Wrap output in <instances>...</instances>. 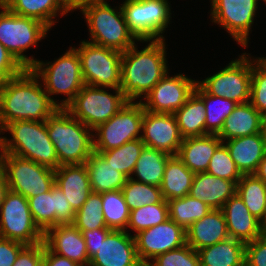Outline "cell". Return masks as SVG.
Instances as JSON below:
<instances>
[{
	"label": "cell",
	"instance_id": "6da1fadb",
	"mask_svg": "<svg viewBox=\"0 0 266 266\" xmlns=\"http://www.w3.org/2000/svg\"><path fill=\"white\" fill-rule=\"evenodd\" d=\"M39 77L25 68L19 75L0 84V131L17 120L46 121L59 103L49 97Z\"/></svg>",
	"mask_w": 266,
	"mask_h": 266
},
{
	"label": "cell",
	"instance_id": "3957f363",
	"mask_svg": "<svg viewBox=\"0 0 266 266\" xmlns=\"http://www.w3.org/2000/svg\"><path fill=\"white\" fill-rule=\"evenodd\" d=\"M46 126L61 165L85 164L94 152L93 130L74 118L65 108H58Z\"/></svg>",
	"mask_w": 266,
	"mask_h": 266
},
{
	"label": "cell",
	"instance_id": "ba28073f",
	"mask_svg": "<svg viewBox=\"0 0 266 266\" xmlns=\"http://www.w3.org/2000/svg\"><path fill=\"white\" fill-rule=\"evenodd\" d=\"M75 49L80 57L85 85L112 90L121 87L122 51L84 40Z\"/></svg>",
	"mask_w": 266,
	"mask_h": 266
},
{
	"label": "cell",
	"instance_id": "d6986e66",
	"mask_svg": "<svg viewBox=\"0 0 266 266\" xmlns=\"http://www.w3.org/2000/svg\"><path fill=\"white\" fill-rule=\"evenodd\" d=\"M141 140L146 147L175 156L183 138L174 114L144 110Z\"/></svg>",
	"mask_w": 266,
	"mask_h": 266
},
{
	"label": "cell",
	"instance_id": "ffe728a7",
	"mask_svg": "<svg viewBox=\"0 0 266 266\" xmlns=\"http://www.w3.org/2000/svg\"><path fill=\"white\" fill-rule=\"evenodd\" d=\"M128 231L111 230L90 258V266H144L134 236Z\"/></svg>",
	"mask_w": 266,
	"mask_h": 266
},
{
	"label": "cell",
	"instance_id": "11a10c76",
	"mask_svg": "<svg viewBox=\"0 0 266 266\" xmlns=\"http://www.w3.org/2000/svg\"><path fill=\"white\" fill-rule=\"evenodd\" d=\"M8 190L7 182L4 173L0 176V205L3 202L4 195Z\"/></svg>",
	"mask_w": 266,
	"mask_h": 266
},
{
	"label": "cell",
	"instance_id": "f1b7e54d",
	"mask_svg": "<svg viewBox=\"0 0 266 266\" xmlns=\"http://www.w3.org/2000/svg\"><path fill=\"white\" fill-rule=\"evenodd\" d=\"M85 165L92 192L95 193L122 190L128 179L95 151L86 160Z\"/></svg>",
	"mask_w": 266,
	"mask_h": 266
},
{
	"label": "cell",
	"instance_id": "8fae6325",
	"mask_svg": "<svg viewBox=\"0 0 266 266\" xmlns=\"http://www.w3.org/2000/svg\"><path fill=\"white\" fill-rule=\"evenodd\" d=\"M0 237L24 245H35L44 239V233L33 220L28 199L9 189L0 205Z\"/></svg>",
	"mask_w": 266,
	"mask_h": 266
},
{
	"label": "cell",
	"instance_id": "2e32d148",
	"mask_svg": "<svg viewBox=\"0 0 266 266\" xmlns=\"http://www.w3.org/2000/svg\"><path fill=\"white\" fill-rule=\"evenodd\" d=\"M167 73L153 88L143 97L144 110L155 113L173 114L179 110L193 94L197 81L184 74L169 76Z\"/></svg>",
	"mask_w": 266,
	"mask_h": 266
},
{
	"label": "cell",
	"instance_id": "ee69618b",
	"mask_svg": "<svg viewBox=\"0 0 266 266\" xmlns=\"http://www.w3.org/2000/svg\"><path fill=\"white\" fill-rule=\"evenodd\" d=\"M250 103L260 113L266 110V57L252 60Z\"/></svg>",
	"mask_w": 266,
	"mask_h": 266
},
{
	"label": "cell",
	"instance_id": "ab89813d",
	"mask_svg": "<svg viewBox=\"0 0 266 266\" xmlns=\"http://www.w3.org/2000/svg\"><path fill=\"white\" fill-rule=\"evenodd\" d=\"M121 191L130 211L163 200L159 187L138 182L134 177L127 179Z\"/></svg>",
	"mask_w": 266,
	"mask_h": 266
},
{
	"label": "cell",
	"instance_id": "5b68a950",
	"mask_svg": "<svg viewBox=\"0 0 266 266\" xmlns=\"http://www.w3.org/2000/svg\"><path fill=\"white\" fill-rule=\"evenodd\" d=\"M31 70L43 81L44 89L49 97L52 94L68 96L65 100L60 101L59 108H65L85 85L80 57L75 47L69 48L54 63L37 60Z\"/></svg>",
	"mask_w": 266,
	"mask_h": 266
},
{
	"label": "cell",
	"instance_id": "484cf974",
	"mask_svg": "<svg viewBox=\"0 0 266 266\" xmlns=\"http://www.w3.org/2000/svg\"><path fill=\"white\" fill-rule=\"evenodd\" d=\"M229 237L226 220L221 209L211 210L186 231V243L196 251Z\"/></svg>",
	"mask_w": 266,
	"mask_h": 266
},
{
	"label": "cell",
	"instance_id": "816d5d0a",
	"mask_svg": "<svg viewBox=\"0 0 266 266\" xmlns=\"http://www.w3.org/2000/svg\"><path fill=\"white\" fill-rule=\"evenodd\" d=\"M43 266H79V264L52 252L43 242Z\"/></svg>",
	"mask_w": 266,
	"mask_h": 266
},
{
	"label": "cell",
	"instance_id": "44dd1931",
	"mask_svg": "<svg viewBox=\"0 0 266 266\" xmlns=\"http://www.w3.org/2000/svg\"><path fill=\"white\" fill-rule=\"evenodd\" d=\"M44 244L54 253L75 261L79 265L89 264L85 239L73 224H59L44 233Z\"/></svg>",
	"mask_w": 266,
	"mask_h": 266
},
{
	"label": "cell",
	"instance_id": "f35d334b",
	"mask_svg": "<svg viewBox=\"0 0 266 266\" xmlns=\"http://www.w3.org/2000/svg\"><path fill=\"white\" fill-rule=\"evenodd\" d=\"M144 143L141 138L126 142L118 148L98 152L107 162L114 166L127 178L132 177L135 164L140 156Z\"/></svg>",
	"mask_w": 266,
	"mask_h": 266
},
{
	"label": "cell",
	"instance_id": "5bb4252c",
	"mask_svg": "<svg viewBox=\"0 0 266 266\" xmlns=\"http://www.w3.org/2000/svg\"><path fill=\"white\" fill-rule=\"evenodd\" d=\"M248 55L243 53L219 72L197 81V84L210 95L224 97L238 104L250 102L252 61Z\"/></svg>",
	"mask_w": 266,
	"mask_h": 266
},
{
	"label": "cell",
	"instance_id": "7bdbcfd3",
	"mask_svg": "<svg viewBox=\"0 0 266 266\" xmlns=\"http://www.w3.org/2000/svg\"><path fill=\"white\" fill-rule=\"evenodd\" d=\"M206 172L216 177L233 181L236 184L242 177L227 147L223 143L214 152Z\"/></svg>",
	"mask_w": 266,
	"mask_h": 266
},
{
	"label": "cell",
	"instance_id": "91938a15",
	"mask_svg": "<svg viewBox=\"0 0 266 266\" xmlns=\"http://www.w3.org/2000/svg\"><path fill=\"white\" fill-rule=\"evenodd\" d=\"M6 0H0V5H3V3L5 2Z\"/></svg>",
	"mask_w": 266,
	"mask_h": 266
},
{
	"label": "cell",
	"instance_id": "f907efd6",
	"mask_svg": "<svg viewBox=\"0 0 266 266\" xmlns=\"http://www.w3.org/2000/svg\"><path fill=\"white\" fill-rule=\"evenodd\" d=\"M111 231L109 228H99L92 231H81L85 239L86 249L89 259L97 252L101 241H104L108 233Z\"/></svg>",
	"mask_w": 266,
	"mask_h": 266
},
{
	"label": "cell",
	"instance_id": "bcb514c9",
	"mask_svg": "<svg viewBox=\"0 0 266 266\" xmlns=\"http://www.w3.org/2000/svg\"><path fill=\"white\" fill-rule=\"evenodd\" d=\"M245 266H266V234L247 242L245 246Z\"/></svg>",
	"mask_w": 266,
	"mask_h": 266
},
{
	"label": "cell",
	"instance_id": "7a4b0ae2",
	"mask_svg": "<svg viewBox=\"0 0 266 266\" xmlns=\"http://www.w3.org/2000/svg\"><path fill=\"white\" fill-rule=\"evenodd\" d=\"M149 44L141 51L136 44L121 57V87L128 101L145 97L168 73L165 39L145 40Z\"/></svg>",
	"mask_w": 266,
	"mask_h": 266
},
{
	"label": "cell",
	"instance_id": "4fadbf2b",
	"mask_svg": "<svg viewBox=\"0 0 266 266\" xmlns=\"http://www.w3.org/2000/svg\"><path fill=\"white\" fill-rule=\"evenodd\" d=\"M143 116L141 101H128L117 114L93 130L94 151H108L141 138Z\"/></svg>",
	"mask_w": 266,
	"mask_h": 266
},
{
	"label": "cell",
	"instance_id": "52a82bcc",
	"mask_svg": "<svg viewBox=\"0 0 266 266\" xmlns=\"http://www.w3.org/2000/svg\"><path fill=\"white\" fill-rule=\"evenodd\" d=\"M0 42L25 68H31L37 61L23 54L46 37L49 28L42 22L13 14L0 5Z\"/></svg>",
	"mask_w": 266,
	"mask_h": 266
},
{
	"label": "cell",
	"instance_id": "7dc6e473",
	"mask_svg": "<svg viewBox=\"0 0 266 266\" xmlns=\"http://www.w3.org/2000/svg\"><path fill=\"white\" fill-rule=\"evenodd\" d=\"M25 69L0 42V84L19 75Z\"/></svg>",
	"mask_w": 266,
	"mask_h": 266
},
{
	"label": "cell",
	"instance_id": "f6af8a7d",
	"mask_svg": "<svg viewBox=\"0 0 266 266\" xmlns=\"http://www.w3.org/2000/svg\"><path fill=\"white\" fill-rule=\"evenodd\" d=\"M146 266H200V257L198 251L186 243L180 248L158 255Z\"/></svg>",
	"mask_w": 266,
	"mask_h": 266
},
{
	"label": "cell",
	"instance_id": "277c9868",
	"mask_svg": "<svg viewBox=\"0 0 266 266\" xmlns=\"http://www.w3.org/2000/svg\"><path fill=\"white\" fill-rule=\"evenodd\" d=\"M9 131L12 139L0 137L5 154H13L52 169L59 167L55 147L49 138L46 121L17 120L8 123L1 131Z\"/></svg>",
	"mask_w": 266,
	"mask_h": 266
},
{
	"label": "cell",
	"instance_id": "8992f818",
	"mask_svg": "<svg viewBox=\"0 0 266 266\" xmlns=\"http://www.w3.org/2000/svg\"><path fill=\"white\" fill-rule=\"evenodd\" d=\"M117 10L107 3L87 7L82 13L91 34L89 42L124 52L139 40L129 30L120 5Z\"/></svg>",
	"mask_w": 266,
	"mask_h": 266
},
{
	"label": "cell",
	"instance_id": "db71d44e",
	"mask_svg": "<svg viewBox=\"0 0 266 266\" xmlns=\"http://www.w3.org/2000/svg\"><path fill=\"white\" fill-rule=\"evenodd\" d=\"M254 175L258 178L261 179L266 183V154L263 157L262 161L259 163V166L254 173Z\"/></svg>",
	"mask_w": 266,
	"mask_h": 266
},
{
	"label": "cell",
	"instance_id": "7402d4cb",
	"mask_svg": "<svg viewBox=\"0 0 266 266\" xmlns=\"http://www.w3.org/2000/svg\"><path fill=\"white\" fill-rule=\"evenodd\" d=\"M221 210L231 238L247 243L259 238L264 233L261 222L250 213L237 194L232 196Z\"/></svg>",
	"mask_w": 266,
	"mask_h": 266
},
{
	"label": "cell",
	"instance_id": "f5cc1de1",
	"mask_svg": "<svg viewBox=\"0 0 266 266\" xmlns=\"http://www.w3.org/2000/svg\"><path fill=\"white\" fill-rule=\"evenodd\" d=\"M65 8L67 13L76 9L83 11L85 8L94 6L107 4L105 0H64Z\"/></svg>",
	"mask_w": 266,
	"mask_h": 266
},
{
	"label": "cell",
	"instance_id": "30bf717a",
	"mask_svg": "<svg viewBox=\"0 0 266 266\" xmlns=\"http://www.w3.org/2000/svg\"><path fill=\"white\" fill-rule=\"evenodd\" d=\"M168 3V0H125L121 4L128 28L140 42L165 39L160 34L172 18Z\"/></svg>",
	"mask_w": 266,
	"mask_h": 266
},
{
	"label": "cell",
	"instance_id": "8d00e7d4",
	"mask_svg": "<svg viewBox=\"0 0 266 266\" xmlns=\"http://www.w3.org/2000/svg\"><path fill=\"white\" fill-rule=\"evenodd\" d=\"M167 203L169 218L185 231L212 210L205 202L189 195L169 200Z\"/></svg>",
	"mask_w": 266,
	"mask_h": 266
},
{
	"label": "cell",
	"instance_id": "d4e9b609",
	"mask_svg": "<svg viewBox=\"0 0 266 266\" xmlns=\"http://www.w3.org/2000/svg\"><path fill=\"white\" fill-rule=\"evenodd\" d=\"M237 184L207 172L195 173L189 196L205 202L212 210L221 209L236 194Z\"/></svg>",
	"mask_w": 266,
	"mask_h": 266
},
{
	"label": "cell",
	"instance_id": "9f6ffc18",
	"mask_svg": "<svg viewBox=\"0 0 266 266\" xmlns=\"http://www.w3.org/2000/svg\"><path fill=\"white\" fill-rule=\"evenodd\" d=\"M260 133L266 138V110L260 113Z\"/></svg>",
	"mask_w": 266,
	"mask_h": 266
},
{
	"label": "cell",
	"instance_id": "1f68e13d",
	"mask_svg": "<svg viewBox=\"0 0 266 266\" xmlns=\"http://www.w3.org/2000/svg\"><path fill=\"white\" fill-rule=\"evenodd\" d=\"M195 173L190 171L175 155L167 160L160 190L166 201L189 194Z\"/></svg>",
	"mask_w": 266,
	"mask_h": 266
},
{
	"label": "cell",
	"instance_id": "e0dca14e",
	"mask_svg": "<svg viewBox=\"0 0 266 266\" xmlns=\"http://www.w3.org/2000/svg\"><path fill=\"white\" fill-rule=\"evenodd\" d=\"M133 236L138 257L144 266L158 255L186 244V231L170 218Z\"/></svg>",
	"mask_w": 266,
	"mask_h": 266
},
{
	"label": "cell",
	"instance_id": "680465c9",
	"mask_svg": "<svg viewBox=\"0 0 266 266\" xmlns=\"http://www.w3.org/2000/svg\"><path fill=\"white\" fill-rule=\"evenodd\" d=\"M261 226H262L263 232L266 234V211H265V214H264V219L261 222Z\"/></svg>",
	"mask_w": 266,
	"mask_h": 266
},
{
	"label": "cell",
	"instance_id": "c3c4849f",
	"mask_svg": "<svg viewBox=\"0 0 266 266\" xmlns=\"http://www.w3.org/2000/svg\"><path fill=\"white\" fill-rule=\"evenodd\" d=\"M13 266H43V242L26 245L19 252Z\"/></svg>",
	"mask_w": 266,
	"mask_h": 266
},
{
	"label": "cell",
	"instance_id": "9a60e30c",
	"mask_svg": "<svg viewBox=\"0 0 266 266\" xmlns=\"http://www.w3.org/2000/svg\"><path fill=\"white\" fill-rule=\"evenodd\" d=\"M212 22L221 25L235 41L248 46L259 0H210ZM264 2V0H263Z\"/></svg>",
	"mask_w": 266,
	"mask_h": 266
},
{
	"label": "cell",
	"instance_id": "9c48e42d",
	"mask_svg": "<svg viewBox=\"0 0 266 266\" xmlns=\"http://www.w3.org/2000/svg\"><path fill=\"white\" fill-rule=\"evenodd\" d=\"M115 95L102 87L84 85L65 109L88 128L94 130L117 114L128 102L120 88Z\"/></svg>",
	"mask_w": 266,
	"mask_h": 266
},
{
	"label": "cell",
	"instance_id": "f546056e",
	"mask_svg": "<svg viewBox=\"0 0 266 266\" xmlns=\"http://www.w3.org/2000/svg\"><path fill=\"white\" fill-rule=\"evenodd\" d=\"M3 5L13 14L36 19L49 29L55 25L58 12L67 14L64 0H6Z\"/></svg>",
	"mask_w": 266,
	"mask_h": 266
},
{
	"label": "cell",
	"instance_id": "4316f807",
	"mask_svg": "<svg viewBox=\"0 0 266 266\" xmlns=\"http://www.w3.org/2000/svg\"><path fill=\"white\" fill-rule=\"evenodd\" d=\"M222 143L217 134L184 138L176 156L190 171L206 172L210 159Z\"/></svg>",
	"mask_w": 266,
	"mask_h": 266
},
{
	"label": "cell",
	"instance_id": "74e56055",
	"mask_svg": "<svg viewBox=\"0 0 266 266\" xmlns=\"http://www.w3.org/2000/svg\"><path fill=\"white\" fill-rule=\"evenodd\" d=\"M102 212L106 226L111 230L127 231L130 210L121 190L101 193Z\"/></svg>",
	"mask_w": 266,
	"mask_h": 266
},
{
	"label": "cell",
	"instance_id": "7c38bea8",
	"mask_svg": "<svg viewBox=\"0 0 266 266\" xmlns=\"http://www.w3.org/2000/svg\"><path fill=\"white\" fill-rule=\"evenodd\" d=\"M8 189L31 198L55 184V170L13 154H5L3 171Z\"/></svg>",
	"mask_w": 266,
	"mask_h": 266
},
{
	"label": "cell",
	"instance_id": "836d02e7",
	"mask_svg": "<svg viewBox=\"0 0 266 266\" xmlns=\"http://www.w3.org/2000/svg\"><path fill=\"white\" fill-rule=\"evenodd\" d=\"M169 157L170 155L162 151L144 146L132 175L136 174L138 182L160 188Z\"/></svg>",
	"mask_w": 266,
	"mask_h": 266
},
{
	"label": "cell",
	"instance_id": "4dcf8cb0",
	"mask_svg": "<svg viewBox=\"0 0 266 266\" xmlns=\"http://www.w3.org/2000/svg\"><path fill=\"white\" fill-rule=\"evenodd\" d=\"M246 243L231 237L198 250L200 266H245Z\"/></svg>",
	"mask_w": 266,
	"mask_h": 266
},
{
	"label": "cell",
	"instance_id": "d6a6232c",
	"mask_svg": "<svg viewBox=\"0 0 266 266\" xmlns=\"http://www.w3.org/2000/svg\"><path fill=\"white\" fill-rule=\"evenodd\" d=\"M173 114L183 139L205 135V106L203 100L195 92Z\"/></svg>",
	"mask_w": 266,
	"mask_h": 266
},
{
	"label": "cell",
	"instance_id": "6f0895ef",
	"mask_svg": "<svg viewBox=\"0 0 266 266\" xmlns=\"http://www.w3.org/2000/svg\"><path fill=\"white\" fill-rule=\"evenodd\" d=\"M4 157H5V153L0 147V176L3 174V171H4Z\"/></svg>",
	"mask_w": 266,
	"mask_h": 266
},
{
	"label": "cell",
	"instance_id": "681fc988",
	"mask_svg": "<svg viewBox=\"0 0 266 266\" xmlns=\"http://www.w3.org/2000/svg\"><path fill=\"white\" fill-rule=\"evenodd\" d=\"M26 245L0 237V266H13L19 252Z\"/></svg>",
	"mask_w": 266,
	"mask_h": 266
},
{
	"label": "cell",
	"instance_id": "ac0fdd59",
	"mask_svg": "<svg viewBox=\"0 0 266 266\" xmlns=\"http://www.w3.org/2000/svg\"><path fill=\"white\" fill-rule=\"evenodd\" d=\"M28 204L35 224L43 233L56 225L73 223L76 212L56 184L48 192L28 198Z\"/></svg>",
	"mask_w": 266,
	"mask_h": 266
},
{
	"label": "cell",
	"instance_id": "b9f144b4",
	"mask_svg": "<svg viewBox=\"0 0 266 266\" xmlns=\"http://www.w3.org/2000/svg\"><path fill=\"white\" fill-rule=\"evenodd\" d=\"M80 231L108 228L102 212L101 193L92 192L87 201L75 213L72 223Z\"/></svg>",
	"mask_w": 266,
	"mask_h": 266
},
{
	"label": "cell",
	"instance_id": "d590c367",
	"mask_svg": "<svg viewBox=\"0 0 266 266\" xmlns=\"http://www.w3.org/2000/svg\"><path fill=\"white\" fill-rule=\"evenodd\" d=\"M236 194L250 213L262 222L266 211V183L254 174L242 175L237 183Z\"/></svg>",
	"mask_w": 266,
	"mask_h": 266
},
{
	"label": "cell",
	"instance_id": "83f0119b",
	"mask_svg": "<svg viewBox=\"0 0 266 266\" xmlns=\"http://www.w3.org/2000/svg\"><path fill=\"white\" fill-rule=\"evenodd\" d=\"M260 133V112L250 103L238 104L225 121L217 136L225 142Z\"/></svg>",
	"mask_w": 266,
	"mask_h": 266
},
{
	"label": "cell",
	"instance_id": "cb8c5ba5",
	"mask_svg": "<svg viewBox=\"0 0 266 266\" xmlns=\"http://www.w3.org/2000/svg\"><path fill=\"white\" fill-rule=\"evenodd\" d=\"M227 142V143H226ZM230 156L242 175L254 174L266 154V138L261 133L226 140Z\"/></svg>",
	"mask_w": 266,
	"mask_h": 266
},
{
	"label": "cell",
	"instance_id": "603a6c76",
	"mask_svg": "<svg viewBox=\"0 0 266 266\" xmlns=\"http://www.w3.org/2000/svg\"><path fill=\"white\" fill-rule=\"evenodd\" d=\"M55 184L60 188L75 212L92 193L85 164L61 165L55 169Z\"/></svg>",
	"mask_w": 266,
	"mask_h": 266
},
{
	"label": "cell",
	"instance_id": "60d3db41",
	"mask_svg": "<svg viewBox=\"0 0 266 266\" xmlns=\"http://www.w3.org/2000/svg\"><path fill=\"white\" fill-rule=\"evenodd\" d=\"M168 219V203L163 199L160 203L146 205L130 211L127 229L131 228L137 234L143 230L164 223Z\"/></svg>",
	"mask_w": 266,
	"mask_h": 266
},
{
	"label": "cell",
	"instance_id": "e575fe53",
	"mask_svg": "<svg viewBox=\"0 0 266 266\" xmlns=\"http://www.w3.org/2000/svg\"><path fill=\"white\" fill-rule=\"evenodd\" d=\"M194 92L203 100L205 106V135L218 134L224 125L225 119L231 115L238 105L233 100L206 93L198 84Z\"/></svg>",
	"mask_w": 266,
	"mask_h": 266
}]
</instances>
